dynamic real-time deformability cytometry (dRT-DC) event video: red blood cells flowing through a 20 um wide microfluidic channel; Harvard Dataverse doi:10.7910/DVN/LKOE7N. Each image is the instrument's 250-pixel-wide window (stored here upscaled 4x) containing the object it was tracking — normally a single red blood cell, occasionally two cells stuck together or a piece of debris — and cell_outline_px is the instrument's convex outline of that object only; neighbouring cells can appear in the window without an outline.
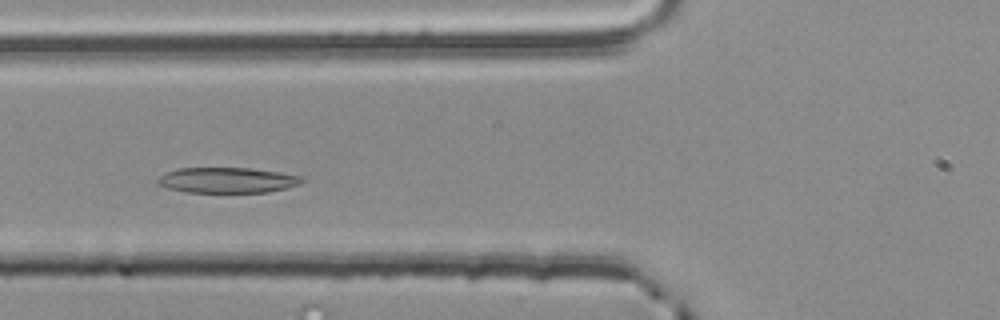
{"species": "common noctule bat (a hibernating species)", "species_latin": "Nyctalus noctula", "temperature_condition": "room temperature", "stored_images_in_passage": 38, "camera_frame_rate_fps": 3000, "um_per_image_px": 0.085, "animal": {"sex": "male", "body_mass_g": 20.4}, "frame": {"image": 1, "passage_image": 13, "time_ms": 4.0, "image_size_px": [1000, 320], "cell_outline_px": [[304, 180], [300, 184], [288, 188], [268, 192], [188, 192], [168, 188], [160, 184], [156, 180], [160, 176], [176, 168], [252, 168], [280, 172], [300, 176]], "centroid_in_image_um": [19.35, 15.31], "position_along_channel_um": 106.4, "area_um2": 21.33}}
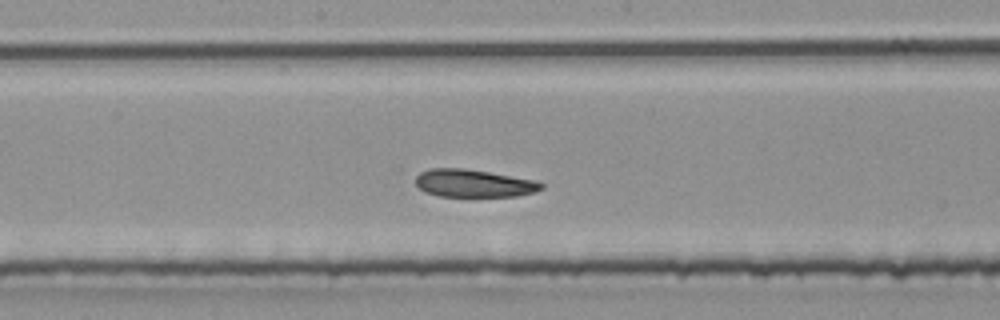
{"frame": {"image": 2, "passage_image": 21, "time_ms": 6.667, "image_size_px": [1000, 320], "cell_outline_px": [[544, 188], [536, 192], [516, 196], [440, 196], [424, 192], [416, 184], [416, 176], [420, 172], [428, 168], [464, 168], [488, 172], [532, 180], [544, 184]], "centroid_in_image_um": [40.23, 15.58], "position_along_channel_um": 208.0, "area_um2": 20.17}}
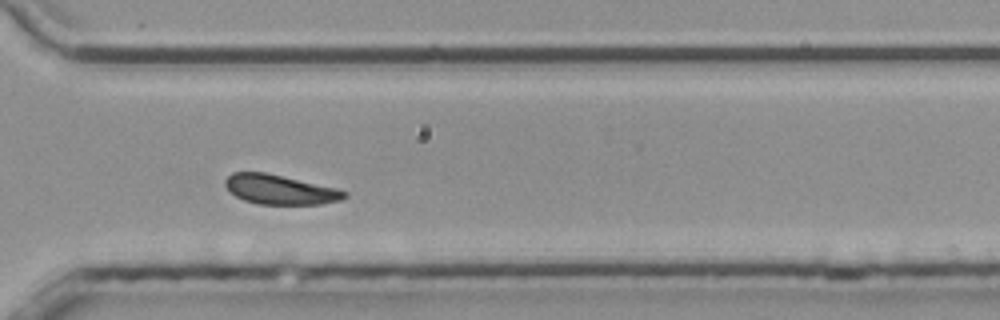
{"frame": {"image": 3, "passage_image": 32, "time_ms": 10.333, "image_size_px": [1000, 320], "cell_outline_px": [[348, 196], [340, 200], [320, 204], [260, 204], [244, 200], [228, 192], [224, 184], [224, 180], [232, 172], [264, 172], [336, 188], [348, 192]], "centroid_in_image_um": [23.76, 16.11], "position_along_channel_um": 346.8, "area_um2": 20.46}, "authors_computed_cell_mechanics": {"area_um2": 21.3571, "velocity_mm_per_s": 3.7947, "shape_relaxation_time_tau1_ms": 3.9942, "shape_relaxation_time_tau2_ms": 3.1218, "deformation_change_tau1": 0.1199, "deformation_change_tau2": 0.0889}}